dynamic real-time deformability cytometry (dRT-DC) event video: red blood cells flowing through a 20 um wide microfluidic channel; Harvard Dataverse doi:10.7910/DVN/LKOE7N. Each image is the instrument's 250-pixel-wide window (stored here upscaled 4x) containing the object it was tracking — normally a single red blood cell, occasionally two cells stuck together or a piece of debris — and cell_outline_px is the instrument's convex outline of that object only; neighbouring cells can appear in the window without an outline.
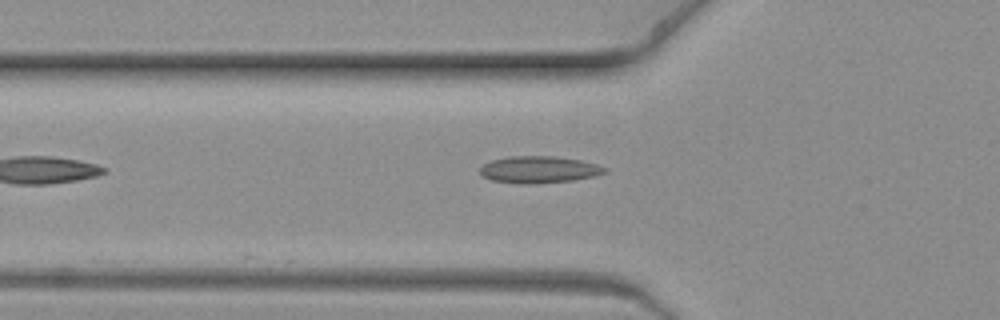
{"species": "common noctule bat (a hibernating species)", "species_latin": "Nyctalus noctula", "temperature_condition": "warm", "stored_images_in_passage": 7, "camera_frame_rate_fps": 3000, "um_per_image_px": 0.085, "animal": {"sex": "female", "body_mass_g": 19.3, "forearm_length_mm": 54.1}, "frame": {"image": 1, "passage_image": 4, "time_ms": 1.0, "image_size_px": [1000, 320], "cell_outline_px": [[608, 172], [596, 176], [572, 180], [536, 184], [520, 184], [492, 180], [484, 176], [480, 172], [480, 168], [484, 164], [492, 160], [508, 156], [556, 156], [580, 160], [596, 164], [608, 168]], "centroid_in_image_um": [45.85, 14.41], "position_along_channel_um": 80.0, "area_um2": 19.65}}
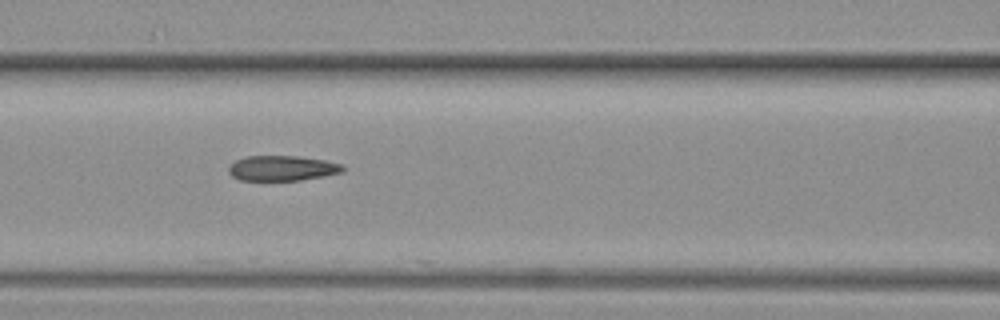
{"frame": {"image": 2, "passage_image": 6, "time_ms": 1.667, "image_size_px": [1000, 320], "cell_outline_px": [[344, 172], [324, 176], [300, 180], [240, 180], [232, 176], [228, 172], [228, 168], [236, 160], [244, 156], [296, 156], [324, 160], [340, 164], [344, 168]], "centroid_in_image_um": [23.97, 14.3], "position_along_channel_um": 142.6, "area_um2": 16.65}}